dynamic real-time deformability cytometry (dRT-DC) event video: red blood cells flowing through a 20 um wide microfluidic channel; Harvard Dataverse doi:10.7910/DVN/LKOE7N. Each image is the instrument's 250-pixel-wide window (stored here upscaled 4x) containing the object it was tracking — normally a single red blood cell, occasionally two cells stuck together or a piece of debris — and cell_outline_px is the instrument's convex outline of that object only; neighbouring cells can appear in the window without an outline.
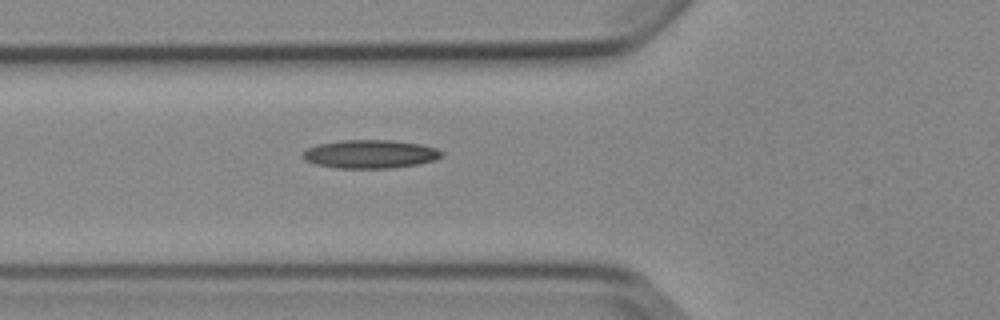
{"species": "Egyptian fruit bat (a non-hibernating species)", "species_latin": "Rousettus aegyptiacus", "temperature_condition": "cold", "stored_images_in_passage": 5, "camera_frame_rate_fps": 3000, "um_per_image_px": 0.085, "animal": {"sex": "female"}, "frame": {"image": 1, "passage_image": 5, "time_ms": 4.333, "image_size_px": [1000, 320], "cell_outline_px": [[444, 152], [436, 160], [416, 164], [392, 168], [336, 168], [316, 164], [304, 160], [304, 152], [308, 148], [316, 144], [340, 140], [392, 140], [420, 144], [436, 148]], "centroid_in_image_um": [31.46, 13.09], "position_along_channel_um": 94.3, "area_um2": 22.95}}